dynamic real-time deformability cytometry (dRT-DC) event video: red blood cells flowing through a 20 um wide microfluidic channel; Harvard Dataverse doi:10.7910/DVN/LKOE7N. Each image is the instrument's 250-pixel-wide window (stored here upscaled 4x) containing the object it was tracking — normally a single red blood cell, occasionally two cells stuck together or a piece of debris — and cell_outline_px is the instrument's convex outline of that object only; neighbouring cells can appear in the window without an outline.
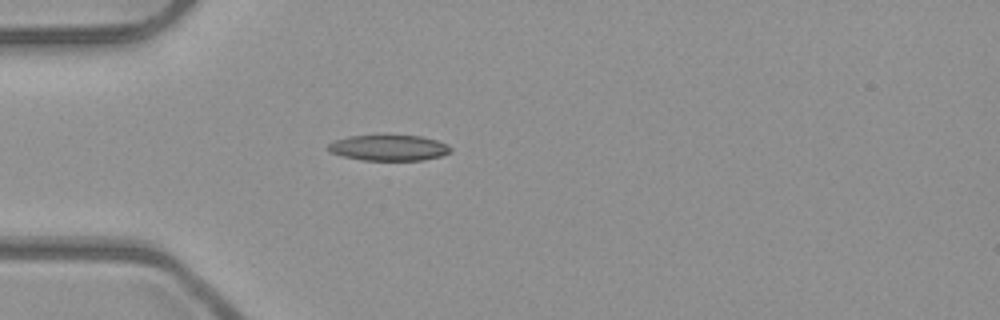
{"species": "common noctule bat (a hibernating species)", "species_latin": "Nyctalus noctula", "temperature_condition": "room temperature", "stored_images_in_passage": 3, "camera_frame_rate_fps": 3000, "um_per_image_px": 0.085, "animal": {"sex": "male", "body_mass_g": 23.1, "forearm_length_mm": 52.7}, "frame": {"image": 1, "passage_image": 3, "time_ms": 0.667, "image_size_px": [1000, 320], "cell_outline_px": [[452, 152], [440, 156], [424, 160], [360, 160], [344, 156], [332, 152], [328, 148], [328, 144], [336, 140], [348, 136], [420, 136], [436, 140], [448, 144], [452, 148]], "centroid_in_image_um": [33.1, 12.57], "position_along_channel_um": 51.9, "area_um2": 18.15}}